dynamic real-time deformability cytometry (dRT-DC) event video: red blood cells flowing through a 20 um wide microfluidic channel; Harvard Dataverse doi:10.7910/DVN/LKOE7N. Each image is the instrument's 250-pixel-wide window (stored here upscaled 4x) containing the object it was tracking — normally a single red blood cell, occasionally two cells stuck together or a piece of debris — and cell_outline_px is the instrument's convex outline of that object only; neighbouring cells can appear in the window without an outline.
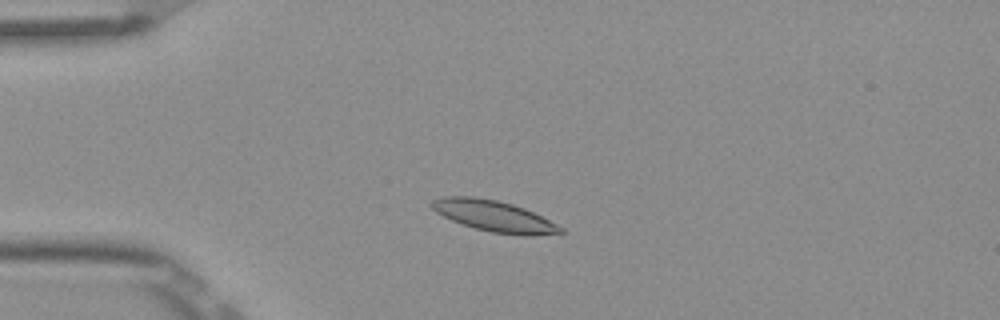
{"species": "Egyptian fruit bat (a non-hibernating species)", "species_latin": "Rousettus aegyptiacus", "temperature_condition": "room temperature", "stored_images_in_passage": 6, "camera_frame_rate_fps": 3000, "um_per_image_px": 0.085, "frame": {"image": 1, "passage_image": 3, "time_ms": 0.667, "image_size_px": [1000, 320], "cell_outline_px": [[564, 232], [532, 236], [524, 236], [492, 232], [476, 228], [452, 220], [436, 212], [432, 208], [432, 200], [440, 196], [476, 196], [496, 200], [512, 204], [524, 208], [564, 228]], "centroid_in_image_um": [41.98, 18.36], "position_along_channel_um": 43.0, "area_um2": 23.06}}
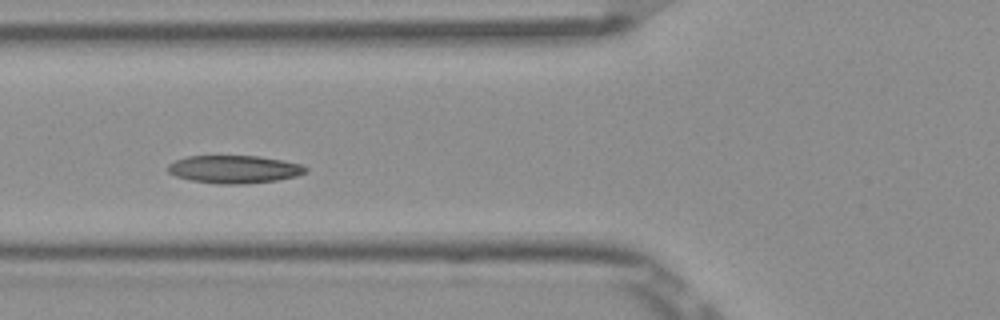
{"frame": {"image": 2, "passage_image": 5, "time_ms": 1.333, "image_size_px": [1000, 320], "cell_outline_px": [[308, 172], [296, 176], [276, 180], [244, 184], [216, 184], [192, 180], [176, 176], [168, 172], [168, 164], [176, 160], [188, 156], [260, 156], [284, 160], [304, 164], [308, 168]], "centroid_in_image_um": [19.96, 14.38], "position_along_channel_um": 105.8, "area_um2": 22.48}}
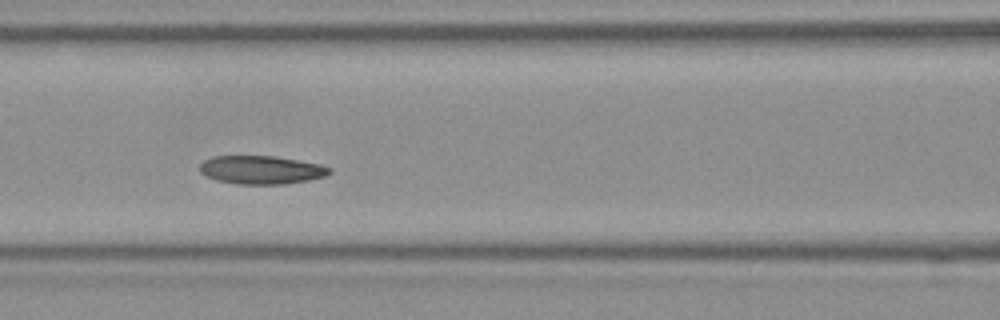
{"frame": {"image": 3, "passage_image": 6, "time_ms": 1.667, "image_size_px": [1000, 320], "cell_outline_px": [[332, 172], [324, 176], [308, 180], [284, 184], [236, 184], [216, 180], [204, 176], [200, 172], [200, 164], [204, 160], [212, 156], [272, 156], [320, 164], [332, 168]], "centroid_in_image_um": [22.18, 14.44], "position_along_channel_um": 144.4, "area_um2": 21.44}}